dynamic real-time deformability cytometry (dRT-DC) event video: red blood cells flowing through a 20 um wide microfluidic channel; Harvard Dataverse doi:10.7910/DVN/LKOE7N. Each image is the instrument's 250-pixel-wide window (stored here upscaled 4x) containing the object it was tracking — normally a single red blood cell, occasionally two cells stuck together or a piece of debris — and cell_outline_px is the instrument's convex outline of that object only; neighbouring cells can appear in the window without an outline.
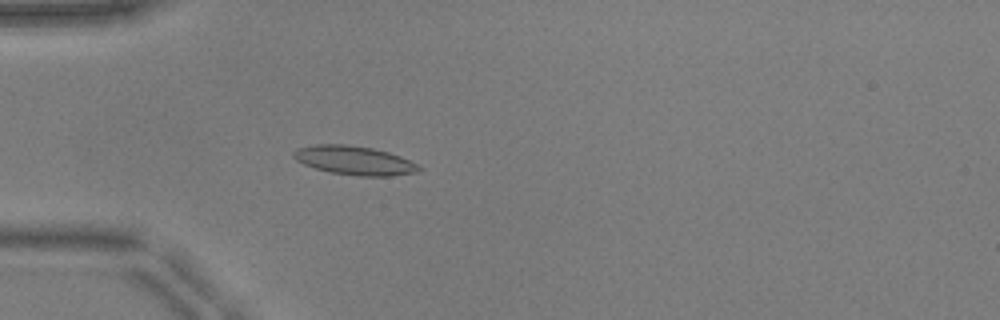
{"species": "common noctule bat (a hibernating species)", "species_latin": "Nyctalus noctula", "temperature_condition": "warm", "stored_images_in_passage": 39, "camera_frame_rate_fps": 3000, "um_per_image_px": 0.085, "animal": {"sex": "male", "body_mass_g": 17.9, "forearm_length_mm": 54.2}, "frame": {"image": 1, "passage_image": 3, "time_ms": 0.667, "image_size_px": [1000, 320], "cell_outline_px": [[424, 168], [416, 172], [392, 176], [360, 176], [332, 172], [316, 168], [304, 164], [296, 160], [292, 156], [292, 152], [296, 148], [316, 144], [348, 144], [372, 148], [388, 152], [400, 156], [420, 164]], "centroid_in_image_um": [30.15, 13.63], "position_along_channel_um": 54.9, "area_um2": 21.21}}
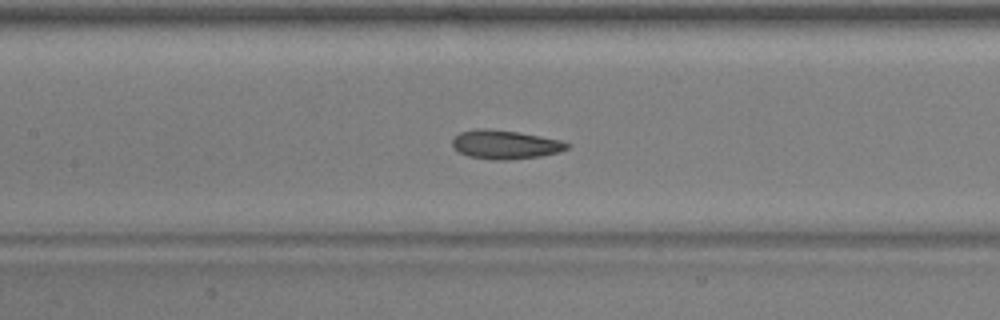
{"frame": {"image": 2, "passage_image": 12, "time_ms": 3.667, "image_size_px": [1000, 320], "cell_outline_px": [[572, 144], [568, 148], [560, 152], [540, 156], [508, 160], [492, 160], [468, 156], [460, 152], [452, 144], [452, 140], [460, 132], [476, 128], [488, 128], [520, 132], [560, 140]], "centroid_in_image_um": [42.96, 12.28], "position_along_channel_um": 164.4, "area_um2": 19.36}}
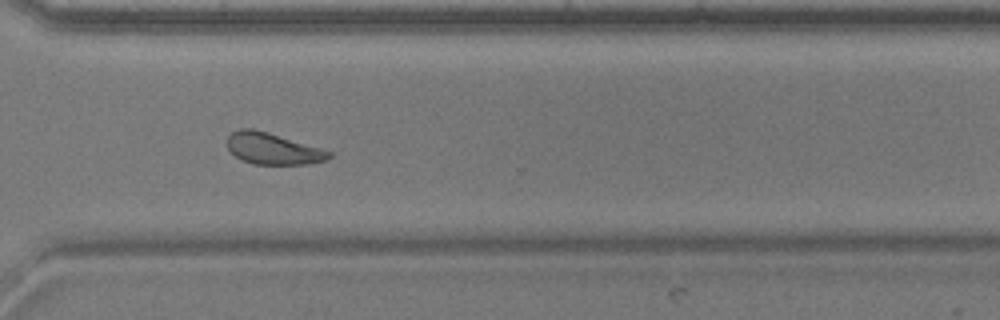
{"frame": {"image": 3, "passage_image": 26, "time_ms": 8.333, "image_size_px": [1000, 320], "cell_outline_px": [[332, 156], [328, 160], [308, 164], [252, 164], [236, 156], [228, 148], [228, 136], [232, 132], [240, 128], [252, 128], [268, 132], [320, 148], [332, 152]], "centroid_in_image_um": [23.21, 12.64], "position_along_channel_um": 347.4, "area_um2": 18.5}, "authors_computed_cell_mechanics": {"area_um2": 19.363, "velocity_mm_per_s": 3.9276, "shape_relaxation_time_tau1_ms": 5.3457, "shape_relaxation_time_tau2_ms": 1.8029, "deformation_change_tau1": 0.1396, "deformation_change_tau2": 0.0822}}